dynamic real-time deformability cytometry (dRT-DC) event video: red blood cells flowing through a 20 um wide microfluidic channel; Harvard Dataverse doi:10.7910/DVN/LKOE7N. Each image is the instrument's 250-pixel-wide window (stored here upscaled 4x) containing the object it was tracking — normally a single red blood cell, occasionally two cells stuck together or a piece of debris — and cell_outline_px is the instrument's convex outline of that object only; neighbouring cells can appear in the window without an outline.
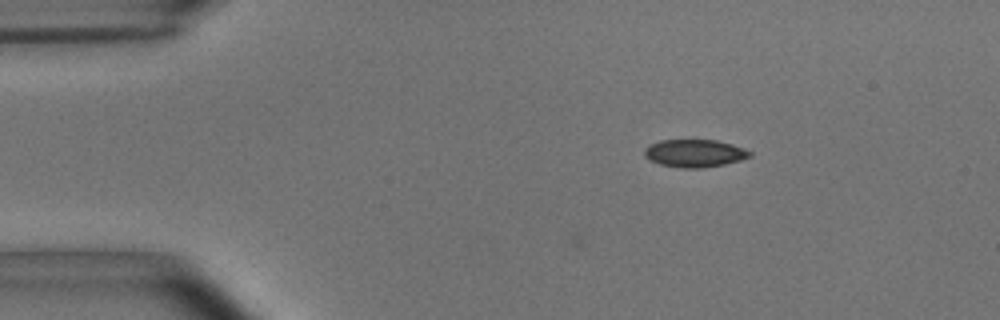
{"species": "common noctule bat (a hibernating species)", "species_latin": "Nyctalus noctula", "temperature_condition": "room temperature", "stored_images_in_passage": 2, "camera_frame_rate_fps": 3000, "um_per_image_px": 0.085, "animal": {"sex": "male", "body_mass_g": 15.6}, "frame": {"image": 1, "passage_image": 2, "time_ms": 0.333, "image_size_px": [1000, 320], "cell_outline_px": [[752, 156], [740, 160], [724, 164], [700, 168], [680, 168], [660, 164], [648, 160], [644, 156], [644, 148], [660, 140], [716, 140], [732, 144], [744, 148], [752, 152]], "centroid_in_image_um": [59.03, 13.03], "position_along_channel_um": 26.0, "area_um2": 17.05}}